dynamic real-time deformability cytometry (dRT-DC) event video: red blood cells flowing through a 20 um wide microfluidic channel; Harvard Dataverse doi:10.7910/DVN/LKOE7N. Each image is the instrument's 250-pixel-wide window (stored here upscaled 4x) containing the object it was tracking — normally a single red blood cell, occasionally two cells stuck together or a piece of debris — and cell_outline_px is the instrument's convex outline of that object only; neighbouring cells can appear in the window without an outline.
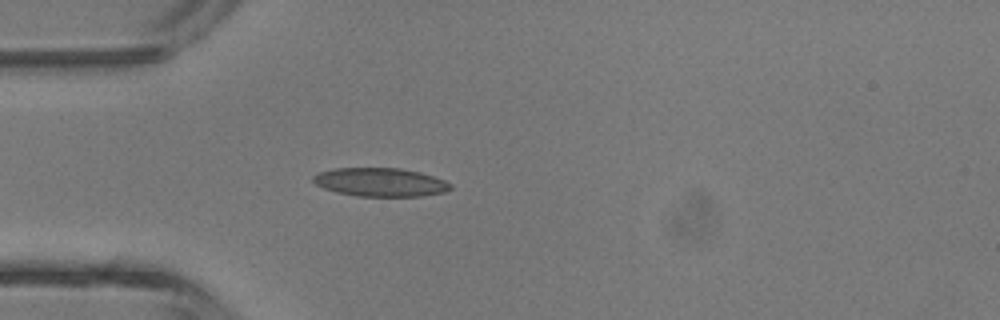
{"species": "common noctule bat (a hibernating species)", "species_latin": "Nyctalus noctula", "temperature_condition": "room temperature", "stored_images_in_passage": 3, "camera_frame_rate_fps": 3000, "um_per_image_px": 0.085, "animal": {"sex": "male", "body_mass_g": 13.3}, "frame": {"image": 1, "passage_image": 3, "time_ms": 2.333, "image_size_px": [1000, 320], "cell_outline_px": [[452, 188], [444, 192], [420, 196], [356, 196], [336, 192], [324, 188], [316, 184], [312, 180], [312, 176], [320, 172], [332, 168], [400, 168], [420, 172], [444, 180], [452, 184]], "centroid_in_image_um": [32.32, 15.48], "position_along_channel_um": 52.7, "area_um2": 22.83}}